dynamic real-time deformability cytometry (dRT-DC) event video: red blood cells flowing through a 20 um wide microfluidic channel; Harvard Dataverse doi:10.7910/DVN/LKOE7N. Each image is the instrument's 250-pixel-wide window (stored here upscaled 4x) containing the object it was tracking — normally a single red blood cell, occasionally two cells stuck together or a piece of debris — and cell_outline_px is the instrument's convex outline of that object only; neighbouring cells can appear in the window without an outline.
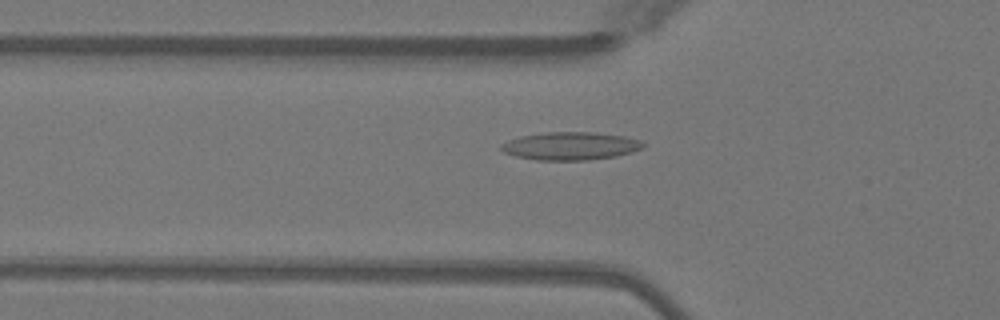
{"species": "Egyptian fruit bat (a non-hibernating species)", "species_latin": "Rousettus aegyptiacus", "temperature_condition": "warm", "stored_images_in_passage": 47, "camera_frame_rate_fps": 3000, "um_per_image_px": 0.085, "animal": {"sex": "female"}, "frame": {"image": 1, "passage_image": 14, "time_ms": 4.333, "image_size_px": [1000, 320], "cell_outline_px": [[644, 148], [632, 152], [616, 156], [588, 160], [536, 160], [516, 156], [504, 152], [500, 148], [500, 144], [508, 140], [520, 136], [544, 132], [596, 132], [624, 136], [640, 140], [644, 144]], "centroid_in_image_um": [48.49, 12.4], "position_along_channel_um": 77.3, "area_um2": 23.24}}
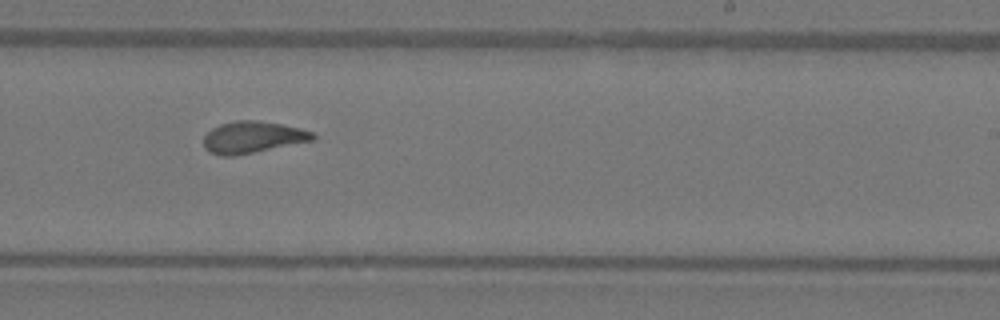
{"frame": {"image": 2, "passage_image": 28, "time_ms": 9.0, "image_size_px": [1000, 320], "cell_outline_px": [[316, 140], [236, 156], [220, 156], [208, 152], [204, 148], [204, 136], [212, 128], [220, 124], [236, 120], [256, 120], [280, 124], [300, 128], [312, 132], [316, 136]], "centroid_in_image_um": [21.47, 11.68], "position_along_channel_um": 267.5, "area_um2": 20.4}}
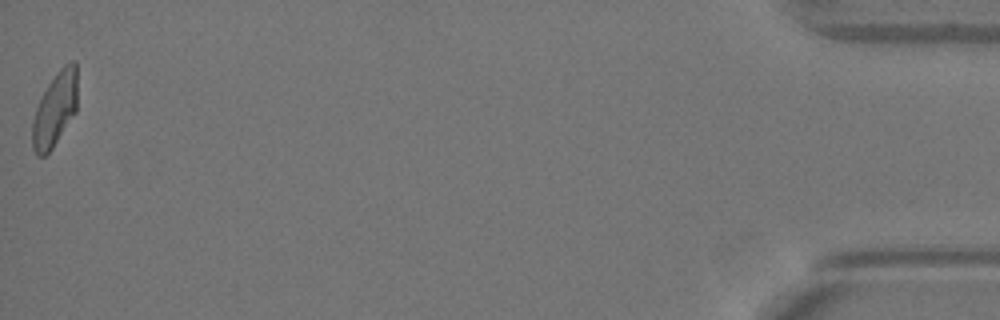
{"frame": {"image": 3, "passage_image": 47, "time_ms": 15.333, "image_size_px": [1000, 320], "cell_outline_px": [[76, 112], [52, 148], [44, 156], [36, 156], [32, 148], [32, 120], [36, 108], [48, 84], [56, 72], [64, 64], [72, 60], [76, 60]], "centroid_in_image_um": [4.66, 9.29], "position_along_channel_um": 430.5, "area_um2": 19.36}, "authors_computed_cell_mechanics": {"area_um2": 20.2878, "velocity_mm_per_s": 4.0693, "shape_relaxation_time_tau1_ms": null, "shape_relaxation_time_tau2_ms": 1.7081, "deformation_change_tau1": null, "deformation_change_tau2": 0.0942}}